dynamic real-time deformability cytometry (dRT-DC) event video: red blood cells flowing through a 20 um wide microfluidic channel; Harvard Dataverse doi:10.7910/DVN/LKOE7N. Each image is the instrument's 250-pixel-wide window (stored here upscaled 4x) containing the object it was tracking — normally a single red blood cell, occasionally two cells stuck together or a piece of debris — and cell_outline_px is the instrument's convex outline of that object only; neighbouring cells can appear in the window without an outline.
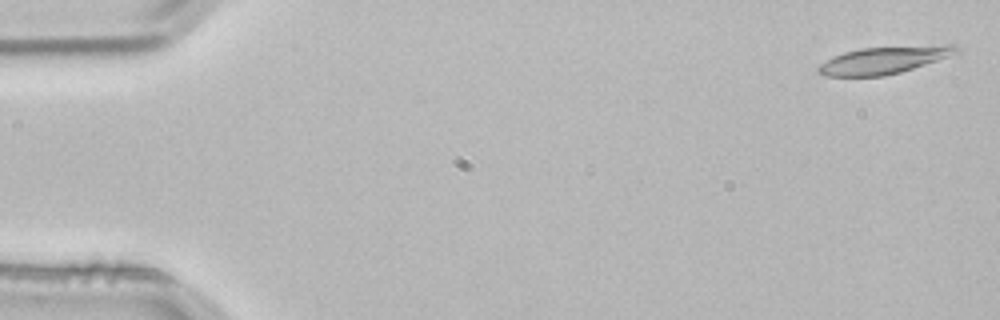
{"species": "common noctule bat (a hibernating species)", "species_latin": "Nyctalus noctula", "temperature_condition": "room temperature", "stored_images_in_passage": 3, "camera_frame_rate_fps": 3000, "um_per_image_px": 0.085, "animal": {"sex": "male", "body_mass_g": 21.5, "forearm_length_mm": 52.0}, "frame": {"image": 1, "passage_image": 1, "time_ms": 0.0, "image_size_px": [1000, 320], "cell_outline_px": [[960, 52], [900, 72], [884, 76], [824, 76], [816, 68], [820, 64], [832, 56], [844, 52], [860, 48], [948, 44], [956, 44], [960, 48]], "centroid_in_image_um": [75.13, 5.09], "position_along_channel_um": 9.9, "area_um2": 21.85}}
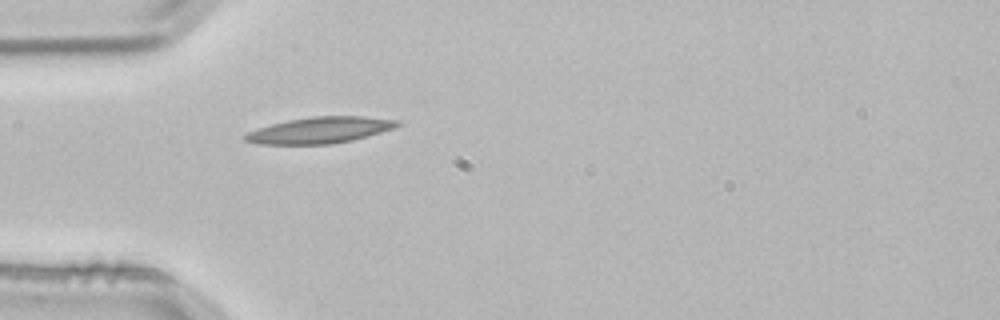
{"frame": {"image": 2, "passage_image": 3, "time_ms": 0.667, "image_size_px": [1000, 320], "cell_outline_px": [[404, 124], [368, 136], [352, 140], [332, 144], [256, 144], [244, 140], [240, 136], [248, 132], [272, 124], [288, 120], [312, 116], [364, 116], [400, 120]], "centroid_in_image_um": [27.2, 11.06], "position_along_channel_um": 57.8, "area_um2": 23.35}}